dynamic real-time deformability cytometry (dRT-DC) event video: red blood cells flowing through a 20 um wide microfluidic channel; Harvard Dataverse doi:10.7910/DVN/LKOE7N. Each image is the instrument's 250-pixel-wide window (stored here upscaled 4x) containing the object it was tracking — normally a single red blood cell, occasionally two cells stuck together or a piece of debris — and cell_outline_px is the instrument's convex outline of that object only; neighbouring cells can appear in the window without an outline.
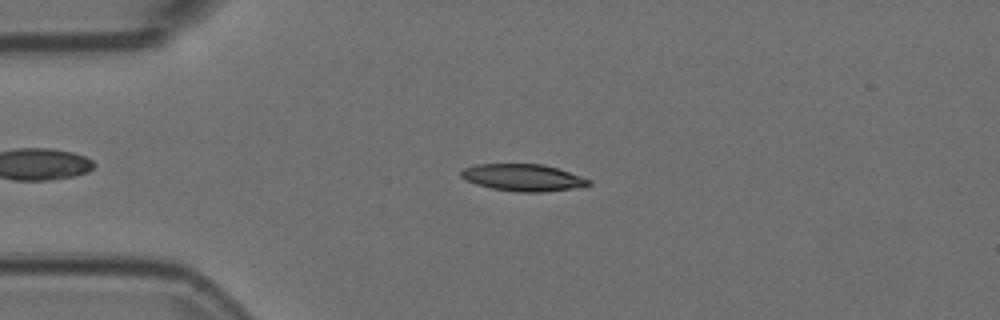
{"species": "Egyptian fruit bat (a non-hibernating species)", "species_latin": "Rousettus aegyptiacus", "temperature_condition": "room temperature", "stored_images_in_passage": 53, "camera_frame_rate_fps": 3000, "um_per_image_px": 0.085, "animal": {"sex": "female"}, "frame": {"image": 1, "passage_image": 12, "time_ms": 3.667, "image_size_px": [1000, 320], "cell_outline_px": [[592, 184], [572, 188], [544, 192], [516, 192], [492, 188], [476, 184], [460, 176], [460, 172], [464, 168], [476, 164], [544, 164], [592, 180]], "centroid_in_image_um": [44.45, 15.09], "position_along_channel_um": 40.6, "area_um2": 19.88}}
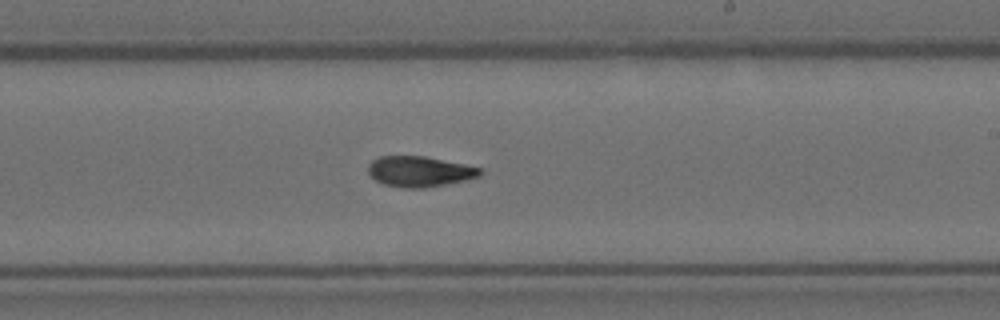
{"frame": {"image": 2, "passage_image": 31, "time_ms": 10.0, "image_size_px": [1000, 320], "cell_outline_px": [[484, 172], [480, 176], [464, 180], [424, 188], [404, 188], [384, 184], [376, 180], [368, 172], [368, 164], [372, 160], [380, 156], [424, 156], [464, 164], [480, 168]], "centroid_in_image_um": [35.65, 14.57], "position_along_channel_um": 253.4, "area_um2": 19.77}}
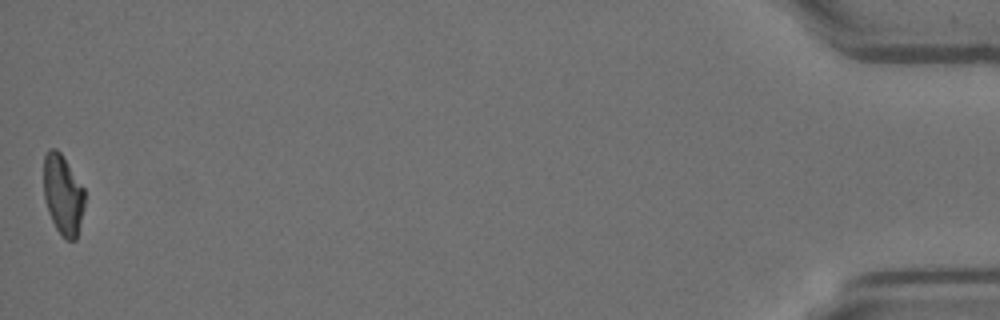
{"frame": {"image": 3, "passage_image": 53, "time_ms": 17.333, "image_size_px": [1000, 320], "cell_outline_px": [[84, 208], [76, 240], [68, 240], [56, 228], [48, 212], [44, 200], [44, 156], [48, 148], [56, 148], [60, 152], [84, 188]], "centroid_in_image_um": [5.34, 16.53], "position_along_channel_um": 429.9, "area_um2": 19.02}, "authors_computed_cell_mechanics": {"area_um2": 19.8832, "velocity_mm_per_s": 3.7536, "shape_relaxation_time_tau1_ms": 5.7806, "shape_relaxation_time_tau2_ms": 4.6709, "deformation_change_tau1": 0.1904, "deformation_change_tau2": 0.125}}